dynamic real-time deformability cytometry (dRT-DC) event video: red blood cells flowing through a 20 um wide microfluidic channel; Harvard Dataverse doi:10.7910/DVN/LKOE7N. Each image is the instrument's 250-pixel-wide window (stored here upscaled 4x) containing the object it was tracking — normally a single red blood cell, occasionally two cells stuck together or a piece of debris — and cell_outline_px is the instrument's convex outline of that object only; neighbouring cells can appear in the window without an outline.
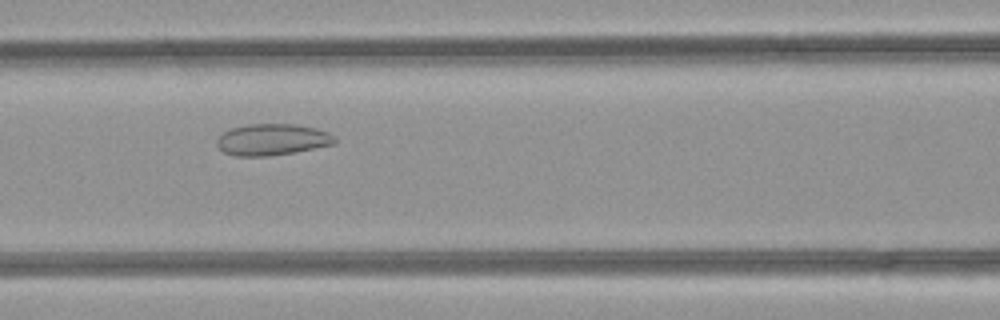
{"species": "common noctule bat (a hibernating species)", "species_latin": "Nyctalus noctula", "temperature_condition": "room temperature", "stored_images_in_passage": 49, "camera_frame_rate_fps": 3000, "um_per_image_px": 0.085, "animal": {"sex": "female", "body_mass_g": 21.9}, "frame": {"image": 1, "passage_image": 21, "time_ms": 6.667, "image_size_px": [1000, 320], "cell_outline_px": [[336, 144], [296, 152], [268, 156], [236, 156], [224, 152], [216, 144], [216, 140], [224, 132], [232, 128], [248, 124], [296, 124], [316, 128], [328, 132], [336, 136]], "centroid_in_image_um": [23.18, 11.87], "position_along_channel_um": 143.4, "area_um2": 21.73}}
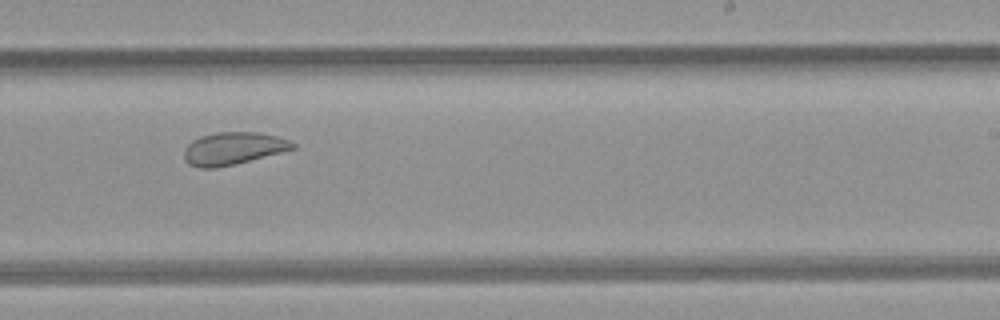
{"frame": {"image": 2, "passage_image": 30, "time_ms": 9.667, "image_size_px": [1000, 320], "cell_outline_px": [[296, 148], [216, 168], [200, 168], [188, 164], [184, 160], [184, 148], [192, 140], [200, 136], [216, 132], [260, 132], [276, 136], [288, 140], [296, 144]], "centroid_in_image_um": [19.77, 12.61], "position_along_channel_um": 269.2, "area_um2": 20.4}}
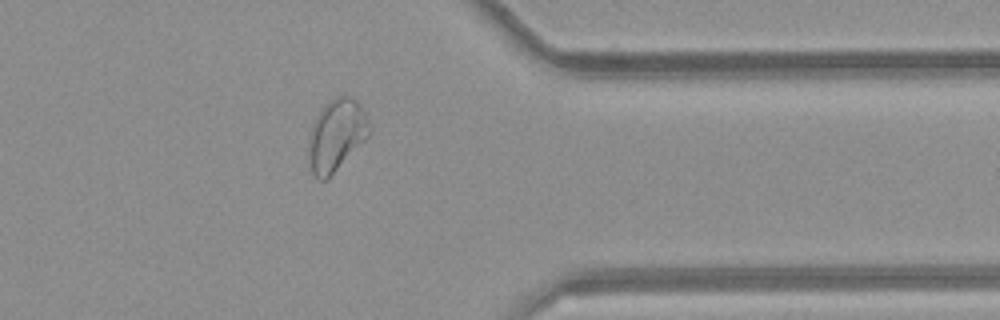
{"frame": {"image": 3, "passage_image": 39, "time_ms": 12.667, "image_size_px": [1000, 320], "cell_outline_px": [[372, 128], [368, 136], [324, 180], [316, 180], [312, 172], [308, 140], [308, 136], [312, 124], [320, 108], [328, 100], [336, 96], [348, 96], [356, 100], [360, 104]], "centroid_in_image_um": [28.57, 11.41], "position_along_channel_um": 382.8, "area_um2": 24.91}, "authors_computed_cell_mechanics": {"area_um2": 26.4724, "velocity_mm_per_s": 4.2009, "shape_relaxation_time_tau1_ms": null, "shape_relaxation_time_tau2_ms": 1.5227, "deformation_change_tau1": null, "deformation_change_tau2": 0.077}}